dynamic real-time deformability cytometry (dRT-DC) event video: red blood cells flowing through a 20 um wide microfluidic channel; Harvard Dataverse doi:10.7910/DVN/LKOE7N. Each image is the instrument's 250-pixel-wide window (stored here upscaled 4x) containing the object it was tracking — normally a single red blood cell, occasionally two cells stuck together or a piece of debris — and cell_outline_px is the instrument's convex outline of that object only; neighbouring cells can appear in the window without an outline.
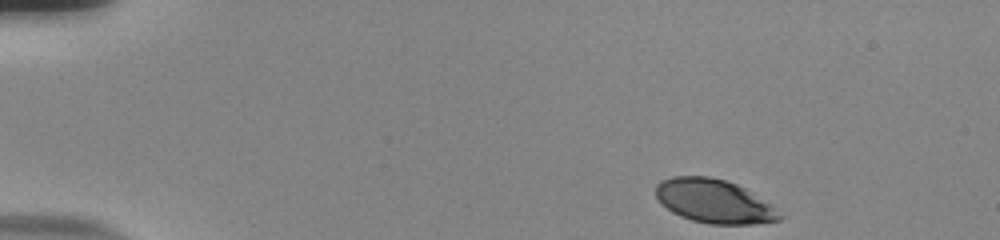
{"species": "human", "species_latin": "Homo sapiens", "temperature_condition": "room temperature", "stored_images_in_passage": 49, "camera_frame_rate_fps": 3000, "um_per_image_px": 0.085, "donor": {"sex": "male"}, "frame": {"image": 1, "passage_image": 1, "time_ms": 0.0, "image_size_px": [1000, 240], "cell_outline_px": [[788, 216], [780, 220], [752, 224], [708, 224], [692, 220], [680, 216], [672, 212], [656, 196], [656, 184], [660, 180], [672, 176], [708, 176], [724, 180], [736, 184], [744, 188], [772, 204]], "centroid_in_image_um": [60.76, 17.11], "position_along_channel_um": 24.2, "area_um2": 31.73}}
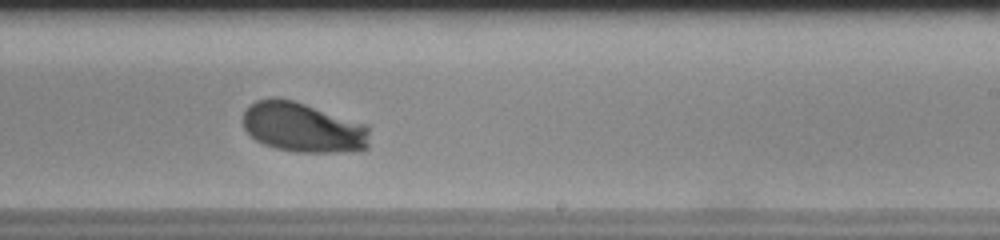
{"frame": {"image": 2, "passage_image": 29, "time_ms": 9.333, "image_size_px": [1000, 240], "cell_outline_px": [[368, 148], [360, 152], [296, 152], [276, 148], [264, 144], [256, 140], [244, 128], [244, 112], [256, 100], [272, 96], [276, 96], [292, 100], [368, 124]], "centroid_in_image_um": [25.79, 10.83], "position_along_channel_um": 263.2, "area_um2": 36.99}}
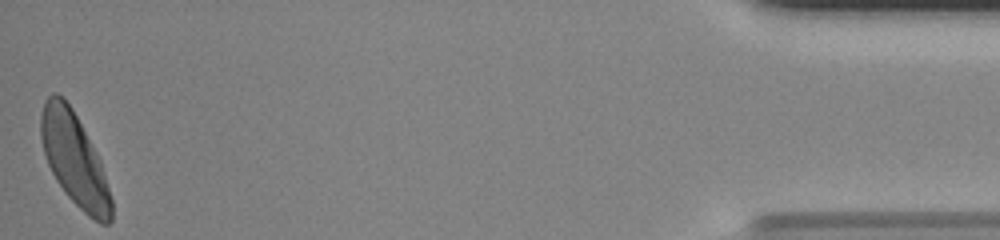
{"frame": {"image": 3, "passage_image": 49, "time_ms": 16.0, "image_size_px": [1000, 240], "cell_outline_px": [[112, 220], [108, 224], [100, 224], [88, 216], [64, 192], [56, 180], [48, 164], [44, 152], [40, 136], [40, 116], [44, 100], [52, 92], [56, 92], [64, 96], [72, 108], [96, 152], [100, 160], [112, 200]], "centroid_in_image_um": [6.31, 13.53], "position_along_channel_um": 428.9, "area_um2": 37.92}, "authors_computed_cell_mechanics": {"area_um2": 36.8186, "velocity_mm_per_s": 3.7081, "shape_relaxation_time_tau1_ms": 2.7582, "shape_relaxation_time_tau2_ms": null, "deformation_change_tau1": 0.1731, "deformation_change_tau2": null}}